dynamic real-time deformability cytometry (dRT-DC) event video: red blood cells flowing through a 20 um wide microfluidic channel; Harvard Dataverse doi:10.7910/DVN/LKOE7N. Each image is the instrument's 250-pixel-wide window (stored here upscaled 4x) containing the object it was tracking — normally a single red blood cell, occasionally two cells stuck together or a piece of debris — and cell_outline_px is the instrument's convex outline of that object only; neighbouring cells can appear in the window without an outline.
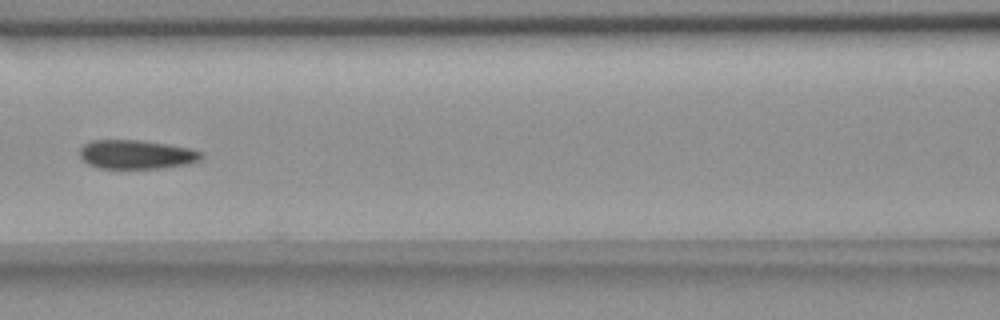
{"species": "common noctule bat (a hibernating species)", "species_latin": "Nyctalus noctula", "temperature_condition": "room temperature", "stored_images_in_passage": 6, "camera_frame_rate_fps": 3000, "um_per_image_px": 0.085, "animal": {"sex": "female", "body_mass_g": 18.4}, "frame": {"image": 1, "passage_image": 6, "time_ms": 5.667, "image_size_px": [1000, 320], "cell_outline_px": [[204, 156], [200, 160], [188, 164], [160, 168], [100, 168], [88, 164], [80, 156], [80, 148], [84, 144], [92, 140], [136, 140], [168, 144], [188, 148], [204, 152]], "centroid_in_image_um": [11.62, 13.13], "position_along_channel_um": 155.0, "area_um2": 20.46}}